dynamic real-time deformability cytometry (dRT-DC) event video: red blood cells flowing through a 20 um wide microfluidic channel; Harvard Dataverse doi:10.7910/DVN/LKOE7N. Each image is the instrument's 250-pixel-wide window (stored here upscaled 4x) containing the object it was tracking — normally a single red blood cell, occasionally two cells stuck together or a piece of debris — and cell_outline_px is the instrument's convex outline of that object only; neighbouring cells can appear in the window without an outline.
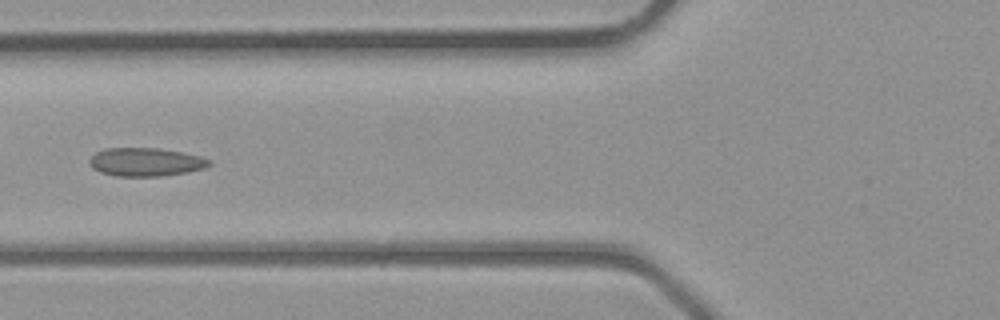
{"species": "common noctule bat (a hibernating species)", "species_latin": "Nyctalus noctula", "temperature_condition": "room temperature", "stored_images_in_passage": 24, "camera_frame_rate_fps": 3000, "um_per_image_px": 0.085, "animal": {"sex": "male", "body_mass_g": 23.1, "forearm_length_mm": 52.7}, "frame": {"image": 1, "passage_image": 6, "time_ms": 1.667, "image_size_px": [1000, 320], "cell_outline_px": [[212, 164], [204, 168], [188, 172], [160, 176], [116, 176], [100, 172], [92, 168], [88, 164], [88, 160], [96, 152], [108, 148], [160, 148], [184, 152], [200, 156], [212, 160]], "centroid_in_image_um": [12.4, 13.77], "position_along_channel_um": 113.4, "area_um2": 20.0}}
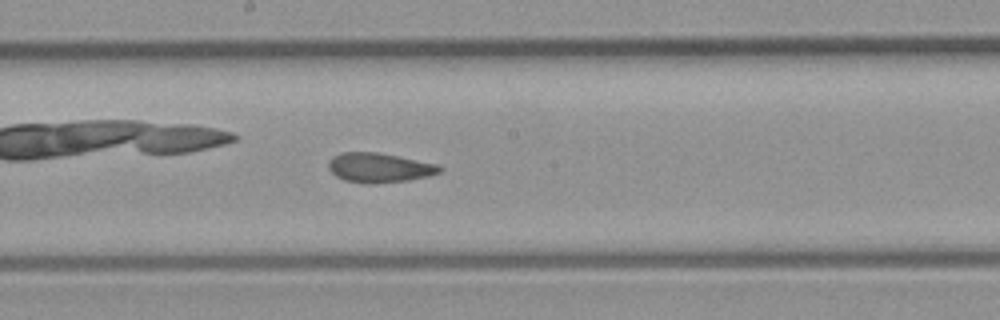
{"frame": {"image": 2, "passage_image": 12, "time_ms": 3.667, "image_size_px": [1000, 320], "cell_outline_px": [[444, 168], [440, 172], [428, 176], [408, 180], [376, 184], [368, 184], [344, 180], [336, 176], [328, 168], [328, 160], [332, 156], [340, 152], [376, 152], [440, 164]], "centroid_in_image_um": [32.24, 14.25], "position_along_channel_um": 216.0, "area_um2": 19.36}}
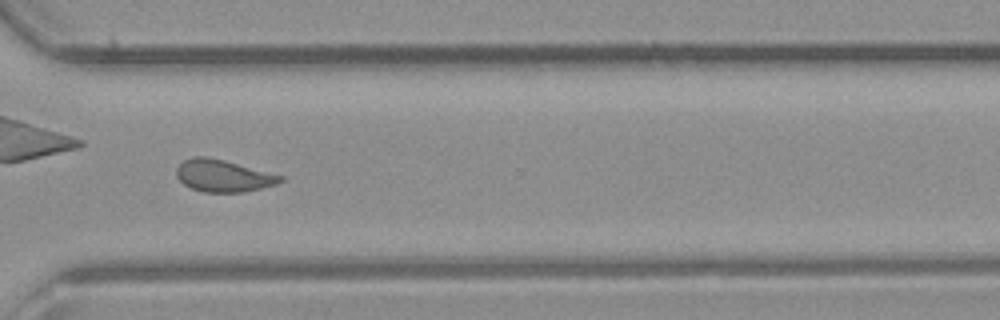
{"frame": {"image": 3, "passage_image": 20, "time_ms": 6.333, "image_size_px": [1000, 320], "cell_outline_px": [[284, 180], [276, 184], [244, 192], [204, 192], [192, 188], [184, 184], [176, 176], [176, 168], [184, 160], [192, 156], [204, 156], [224, 160], [284, 176]], "centroid_in_image_um": [18.96, 14.94], "position_along_channel_um": 351.6, "area_um2": 19.31}}